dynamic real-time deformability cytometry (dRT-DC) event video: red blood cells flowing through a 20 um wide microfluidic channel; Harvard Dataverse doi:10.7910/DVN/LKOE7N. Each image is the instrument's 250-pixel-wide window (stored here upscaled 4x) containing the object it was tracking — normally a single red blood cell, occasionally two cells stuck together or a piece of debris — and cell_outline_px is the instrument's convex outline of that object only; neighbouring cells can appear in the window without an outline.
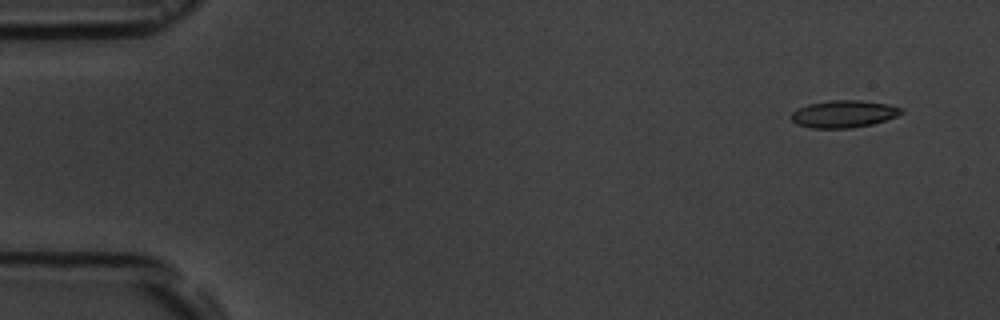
{"species": "common noctule bat (a hibernating species)", "species_latin": "Nyctalus noctula", "temperature_condition": "room temperature", "stored_images_in_passage": 4, "camera_frame_rate_fps": 3000, "um_per_image_px": 0.085, "animal": {"sex": "male", "body_mass_g": 19.5, "forearm_length_mm": 54.6}, "frame": {"image": 1, "passage_image": 1, "time_ms": 0.0, "image_size_px": [1000, 320], "cell_outline_px": [[904, 112], [896, 116], [872, 124], [852, 128], [812, 128], [796, 124], [788, 116], [796, 108], [808, 104], [828, 100], [860, 100], [888, 104], [904, 108]], "centroid_in_image_um": [71.68, 9.68], "position_along_channel_um": 13.3, "area_um2": 17.69}}
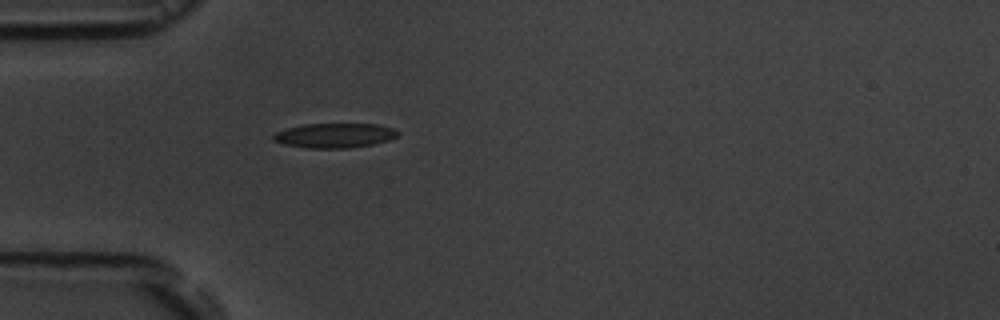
{"frame": {"image": 2, "passage_image": 4, "time_ms": 4.333, "image_size_px": [1000, 320], "cell_outline_px": [[400, 132], [396, 136], [388, 140], [372, 144], [348, 148], [304, 148], [284, 144], [272, 140], [272, 136], [276, 132], [288, 128], [304, 124], [376, 124], [396, 128]], "centroid_in_image_um": [28.44, 11.51], "position_along_channel_um": 56.6, "area_um2": 17.86}}